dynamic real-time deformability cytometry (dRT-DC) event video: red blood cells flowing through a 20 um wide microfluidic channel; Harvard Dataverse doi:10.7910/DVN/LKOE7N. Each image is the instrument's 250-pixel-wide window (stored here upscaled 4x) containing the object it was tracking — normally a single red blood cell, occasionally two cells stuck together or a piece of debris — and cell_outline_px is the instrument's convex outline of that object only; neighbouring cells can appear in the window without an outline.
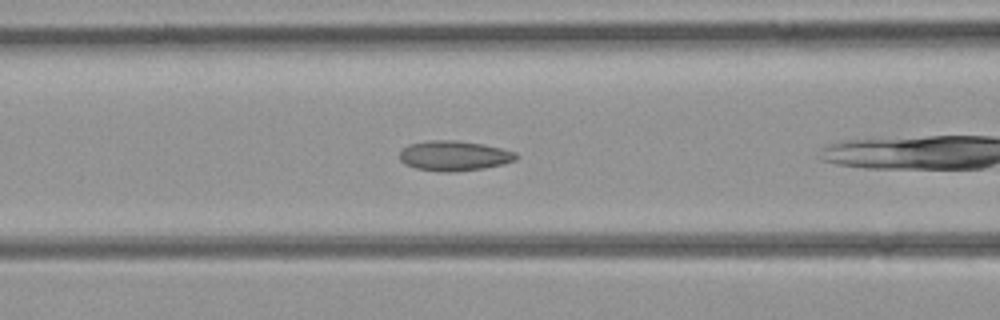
{"species": "common noctule bat (a hibernating species)", "species_latin": "Nyctalus noctula", "temperature_condition": "room temperature", "stored_images_in_passage": 28, "camera_frame_rate_fps": 3000, "um_per_image_px": 0.085, "animal": {"sex": "female", "body_mass_g": 21.9}, "frame": {"image": 1, "passage_image": 9, "time_ms": 2.667, "image_size_px": [1000, 320], "cell_outline_px": [[520, 156], [516, 160], [504, 164], [484, 168], [452, 172], [444, 172], [416, 168], [404, 164], [400, 160], [400, 152], [408, 144], [432, 140], [456, 140], [484, 144], [516, 152]], "centroid_in_image_um": [38.63, 13.24], "position_along_channel_um": 128.0, "area_um2": 20.46}}
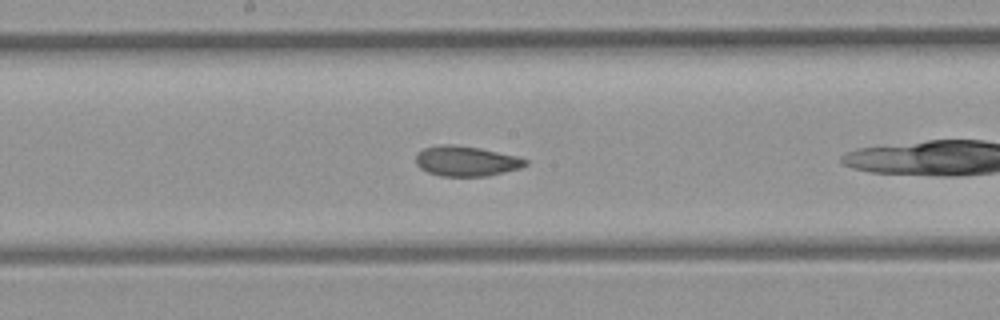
{"frame": {"image": 2, "passage_image": 14, "time_ms": 4.333, "image_size_px": [1000, 320], "cell_outline_px": [[528, 164], [520, 168], [488, 176], [440, 176], [428, 172], [420, 168], [416, 164], [416, 152], [424, 148], [440, 144], [452, 144], [480, 148], [516, 156], [528, 160]], "centroid_in_image_um": [39.6, 13.69], "position_along_channel_um": 208.6, "area_um2": 19.31}}
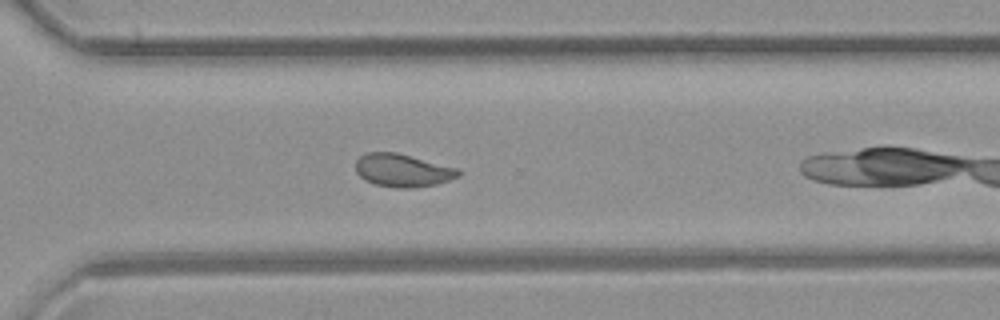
{"frame": {"image": 3, "passage_image": 22, "time_ms": 7.0, "image_size_px": [1000, 320], "cell_outline_px": [[460, 176], [436, 184], [408, 188], [400, 188], [376, 184], [364, 180], [356, 172], [356, 160], [364, 152], [396, 152], [460, 168]], "centroid_in_image_um": [34.23, 14.46], "position_along_channel_um": 336.4, "area_um2": 19.77}}